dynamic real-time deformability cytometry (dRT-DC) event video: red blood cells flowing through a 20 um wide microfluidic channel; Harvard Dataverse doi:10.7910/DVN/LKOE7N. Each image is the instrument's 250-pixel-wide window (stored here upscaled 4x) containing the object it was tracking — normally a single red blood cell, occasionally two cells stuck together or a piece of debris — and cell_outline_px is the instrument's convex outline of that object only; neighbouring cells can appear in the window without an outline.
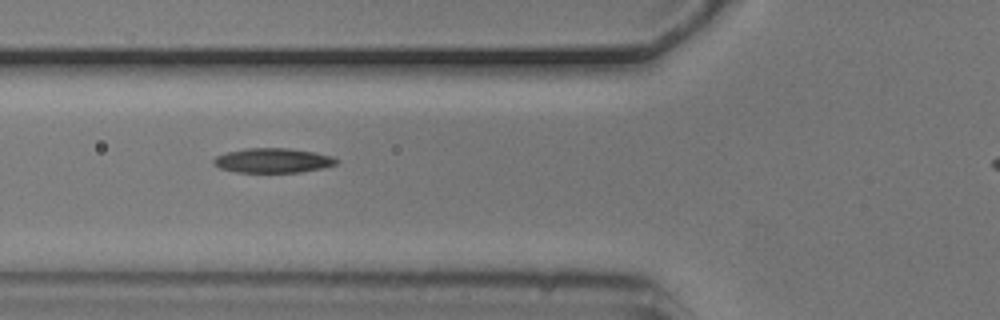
{"species": "common noctule bat (a hibernating species)", "species_latin": "Nyctalus noctula", "temperature_condition": "cold", "stored_images_in_passage": 7, "camera_frame_rate_fps": 3000, "um_per_image_px": 0.085, "animal": {"sex": "male", "body_mass_g": 20.5, "forearm_length_mm": 52.5}, "frame": {"image": 1, "passage_image": 2, "time_ms": 0.333, "image_size_px": [1000, 320], "cell_outline_px": [[340, 160], [336, 164], [324, 168], [300, 172], [236, 172], [220, 168], [212, 164], [212, 160], [216, 156], [228, 152], [248, 148], [288, 148], [316, 152], [332, 156]], "centroid_in_image_um": [23.22, 13.64], "position_along_channel_um": 102.6, "area_um2": 17.69}}
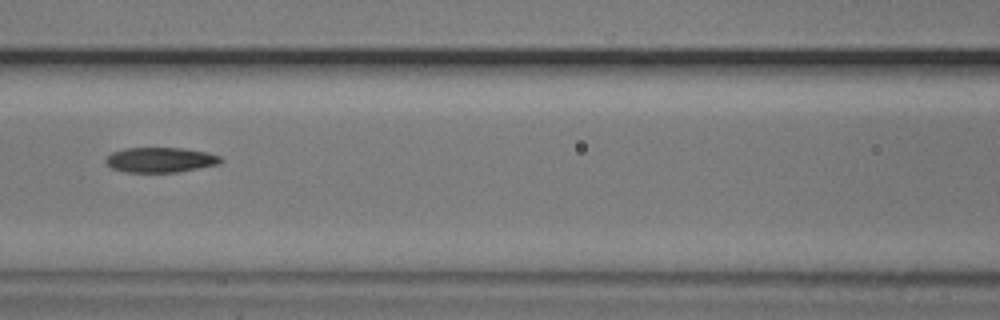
{"frame": {"image": 2, "passage_image": 3, "time_ms": 0.667, "image_size_px": [1000, 320], "cell_outline_px": [[224, 160], [220, 164], [180, 172], [128, 172], [112, 168], [104, 160], [112, 152], [124, 148], [184, 148], [208, 152], [220, 156]], "centroid_in_image_um": [13.69, 13.58], "position_along_channel_um": 152.9, "area_um2": 16.88}}
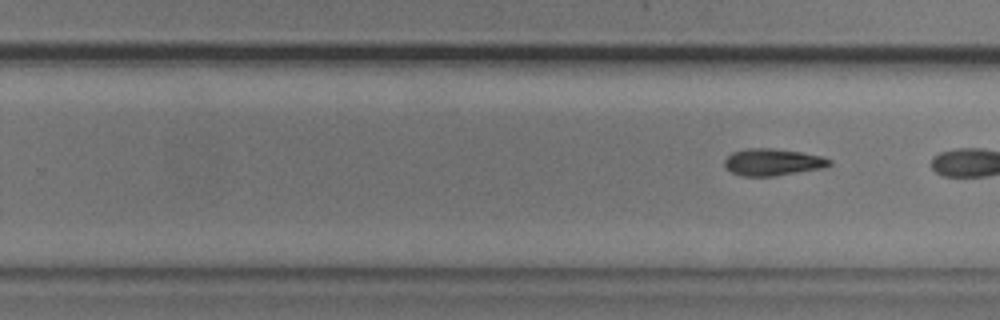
{"frame": {"image": 3, "passage_image": 7, "time_ms": 2.0, "image_size_px": [1000, 320], "cell_outline_px": [[832, 164], [824, 168], [772, 176], [740, 176], [724, 168], [724, 160], [732, 152], [748, 148], [772, 148], [800, 152], [820, 156], [832, 160]], "centroid_in_image_um": [65.65, 13.78], "position_along_channel_um": 264.1, "area_um2": 16.47}}